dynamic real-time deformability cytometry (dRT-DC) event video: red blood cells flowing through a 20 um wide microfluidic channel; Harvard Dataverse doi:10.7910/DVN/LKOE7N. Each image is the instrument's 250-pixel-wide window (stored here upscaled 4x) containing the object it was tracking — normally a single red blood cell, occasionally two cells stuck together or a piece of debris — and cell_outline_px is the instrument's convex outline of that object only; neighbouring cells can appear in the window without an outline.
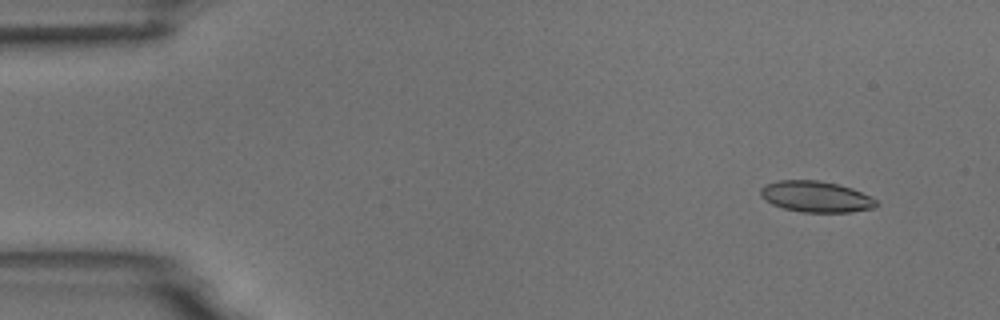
{"species": "common noctule bat (a hibernating species)", "species_latin": "Nyctalus noctula", "temperature_condition": "room temperature", "stored_images_in_passage": 4, "camera_frame_rate_fps": 3000, "um_per_image_px": 0.085, "animal": {"sex": "male", "body_mass_g": 18.8}, "frame": {"image": 1, "passage_image": 1, "time_ms": 0.0, "image_size_px": [1000, 320], "cell_outline_px": [[880, 204], [872, 208], [852, 212], [800, 212], [784, 208], [772, 204], [764, 200], [760, 196], [760, 188], [764, 184], [780, 180], [820, 180], [840, 184], [852, 188], [876, 200]], "centroid_in_image_um": [69.32, 16.71], "position_along_channel_um": 15.7, "area_um2": 21.1}}
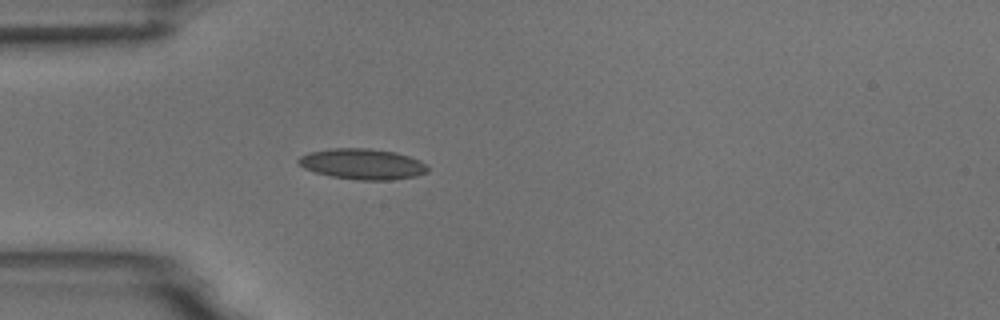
{"frame": {"image": 2, "passage_image": 4, "time_ms": 3.667, "image_size_px": [1000, 320], "cell_outline_px": [[428, 172], [416, 176], [392, 180], [360, 180], [332, 176], [316, 172], [304, 168], [296, 160], [300, 156], [308, 152], [332, 148], [368, 148], [396, 152], [420, 160], [428, 168]], "centroid_in_image_um": [30.81, 13.94], "position_along_channel_um": 54.2, "area_um2": 23.06}}